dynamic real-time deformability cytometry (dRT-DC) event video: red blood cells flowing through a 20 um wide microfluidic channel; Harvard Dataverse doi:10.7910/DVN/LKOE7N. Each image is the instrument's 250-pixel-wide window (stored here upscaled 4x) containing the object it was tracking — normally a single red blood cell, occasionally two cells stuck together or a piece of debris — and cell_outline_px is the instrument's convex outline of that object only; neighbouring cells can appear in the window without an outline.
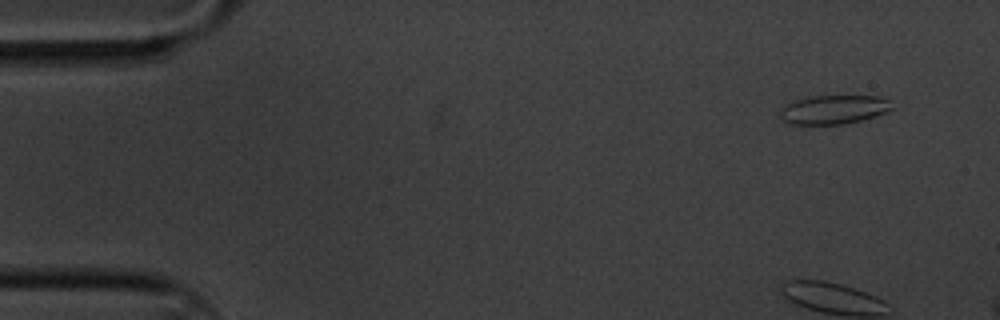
{"species": "common noctule bat (a hibernating species)", "species_latin": "Nyctalus noctula", "temperature_condition": "cold", "stored_images_in_passage": 3, "camera_frame_rate_fps": 3000, "um_per_image_px": 0.085, "animal": {"sex": "male", "body_mass_g": 20.1, "forearm_length_mm": 53.5}, "frame": {"image": 1, "passage_image": 1, "time_ms": 0.0, "image_size_px": [1000, 320], "cell_outline_px": [[892, 108], [876, 116], [844, 124], [784, 124], [780, 120], [780, 112], [788, 104], [796, 100], [808, 96], [880, 96], [888, 100]], "centroid_in_image_um": [70.82, 9.32], "position_along_channel_um": 14.2, "area_um2": 18.73}}